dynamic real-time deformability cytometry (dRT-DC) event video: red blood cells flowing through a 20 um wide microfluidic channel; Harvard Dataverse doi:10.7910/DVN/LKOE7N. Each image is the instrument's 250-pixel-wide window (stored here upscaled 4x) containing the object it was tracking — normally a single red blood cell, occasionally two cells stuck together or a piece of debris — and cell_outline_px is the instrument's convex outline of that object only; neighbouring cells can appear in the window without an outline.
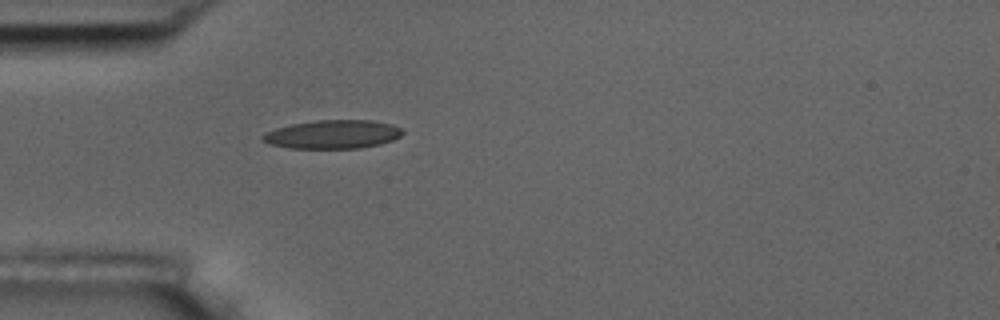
{"species": "common noctule bat (a hibernating species)", "species_latin": "Nyctalus noctula", "temperature_condition": "room temperature", "stored_images_in_passage": 1, "camera_frame_rate_fps": 3000, "um_per_image_px": 0.085, "animal": {"sex": "male", "body_mass_g": 17.5, "forearm_length_mm": 52.3}, "frame": {"image": 1, "passage_image": 1, "time_ms": 0.0, "image_size_px": [1000, 320], "cell_outline_px": [[404, 132], [400, 136], [392, 140], [380, 144], [360, 148], [288, 148], [272, 144], [260, 140], [260, 136], [264, 132], [276, 128], [292, 124], [316, 120], [372, 120], [392, 124], [400, 128]], "centroid_in_image_um": [28.26, 11.41], "position_along_channel_um": 56.7, "area_um2": 23.35}}